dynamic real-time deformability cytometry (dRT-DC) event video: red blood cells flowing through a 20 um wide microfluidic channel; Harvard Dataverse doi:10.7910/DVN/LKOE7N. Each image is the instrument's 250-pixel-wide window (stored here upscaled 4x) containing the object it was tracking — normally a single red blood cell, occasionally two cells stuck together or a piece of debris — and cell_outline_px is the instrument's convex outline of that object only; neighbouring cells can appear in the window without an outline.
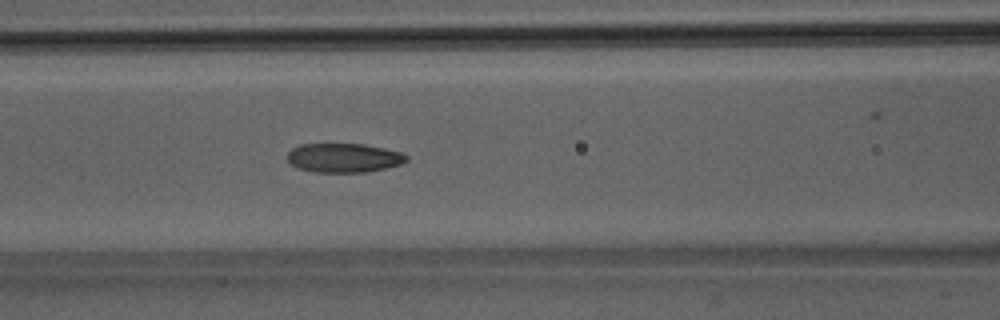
{"species": "Egyptian fruit bat (a non-hibernating species)", "species_latin": "Rousettus aegyptiacus", "temperature_condition": "room temperature", "stored_images_in_passage": 52, "camera_frame_rate_fps": 3000, "um_per_image_px": 0.085, "animal": {"sex": "male"}, "frame": {"image": 1, "passage_image": 22, "time_ms": 7.0, "image_size_px": [1000, 320], "cell_outline_px": [[408, 160], [400, 164], [368, 172], [316, 172], [296, 168], [288, 160], [288, 152], [292, 148], [300, 144], [364, 144], [404, 152], [408, 156]], "centroid_in_image_um": [29.24, 13.41], "position_along_channel_um": 137.4, "area_um2": 20.29}}
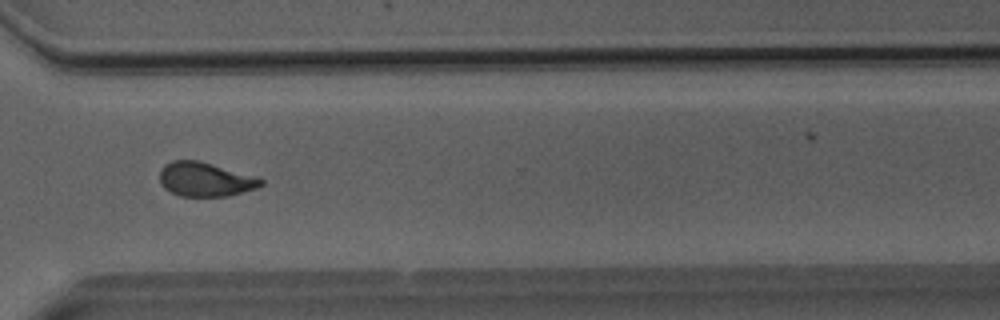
{"frame": {"image": 2, "passage_image": 38, "time_ms": 12.333, "image_size_px": [1000, 320], "cell_outline_px": [[264, 184], [256, 188], [228, 196], [180, 196], [164, 188], [160, 184], [160, 168], [164, 164], [172, 160], [200, 160], [260, 176], [264, 180]], "centroid_in_image_um": [17.48, 15.22], "position_along_channel_um": 353.1, "area_um2": 20.63}}
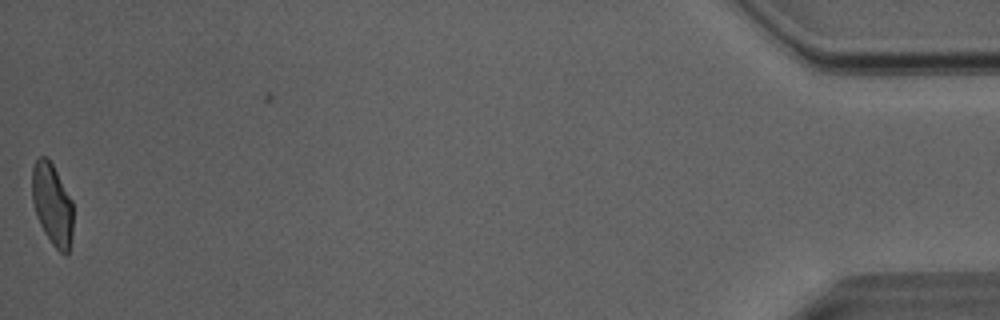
{"frame": {"image": 3, "passage_image": 51, "time_ms": 16.667, "image_size_px": [1000, 320], "cell_outline_px": [[72, 240], [68, 252], [64, 256], [52, 244], [44, 232], [36, 216], [32, 200], [32, 168], [36, 160], [40, 156], [48, 156], [72, 200]], "centroid_in_image_um": [4.44, 17.37], "position_along_channel_um": 430.8, "area_um2": 19.65}, "authors_computed_cell_mechanics": {"area_um2": 20.7502, "velocity_mm_per_s": 4.0469, "shape_relaxation_time_tau1_ms": 4.2919, "shape_relaxation_time_tau2_ms": 1.8948, "deformation_change_tau1": 0.1388, "deformation_change_tau2": 0.0785}}